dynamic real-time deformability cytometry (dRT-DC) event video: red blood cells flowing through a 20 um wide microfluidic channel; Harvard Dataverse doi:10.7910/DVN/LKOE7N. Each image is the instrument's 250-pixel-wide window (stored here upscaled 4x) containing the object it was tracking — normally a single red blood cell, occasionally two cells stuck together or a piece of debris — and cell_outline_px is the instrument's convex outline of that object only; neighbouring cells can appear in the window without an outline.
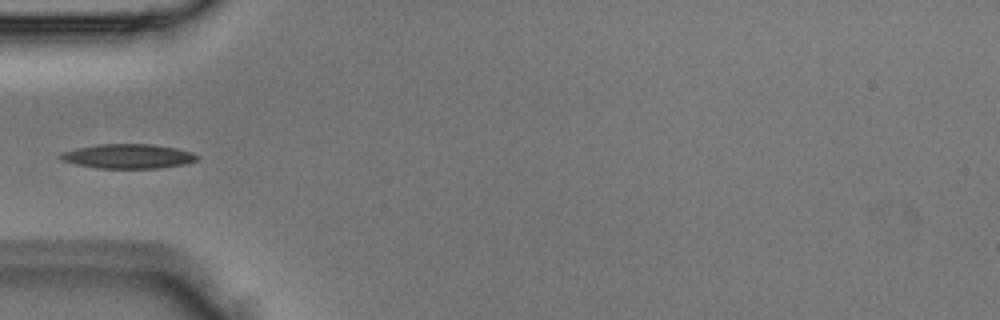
{"species": "Egyptian fruit bat (a non-hibernating species)", "species_latin": "Rousettus aegyptiacus", "temperature_condition": "room temperature", "stored_images_in_passage": 3, "camera_frame_rate_fps": 3000, "um_per_image_px": 0.085, "animal": {"sex": "male"}, "frame": {"image": 1, "passage_image": 3, "time_ms": 0.667, "image_size_px": [1000, 320], "cell_outline_px": [[200, 156], [196, 160], [184, 164], [156, 168], [96, 168], [76, 164], [60, 160], [56, 156], [60, 152], [76, 148], [96, 144], [152, 144], [176, 148], [192, 152]], "centroid_in_image_um": [10.82, 13.27], "position_along_channel_um": 74.2, "area_um2": 19.59}}